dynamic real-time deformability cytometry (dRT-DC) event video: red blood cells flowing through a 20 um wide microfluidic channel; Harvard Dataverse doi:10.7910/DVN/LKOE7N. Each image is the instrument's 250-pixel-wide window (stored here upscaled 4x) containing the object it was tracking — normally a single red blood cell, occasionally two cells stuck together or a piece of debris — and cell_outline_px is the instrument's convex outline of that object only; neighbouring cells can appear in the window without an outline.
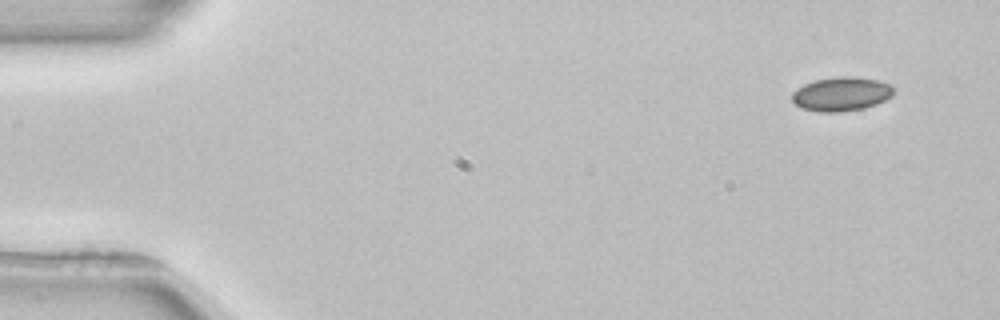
{"species": "common noctule bat (a hibernating species)", "species_latin": "Nyctalus noctula", "temperature_condition": "room temperature", "stored_images_in_passage": 4, "camera_frame_rate_fps": 3000, "um_per_image_px": 0.085, "animal": {"sex": "female", "body_mass_g": 22.7, "forearm_length_mm": 54.2}, "frame": {"image": 1, "passage_image": 1, "time_ms": 0.0, "image_size_px": [1000, 320], "cell_outline_px": [[892, 96], [876, 104], [864, 108], [840, 112], [820, 112], [800, 108], [792, 100], [792, 92], [796, 88], [804, 84], [816, 80], [836, 76], [852, 76], [880, 80], [892, 84]], "centroid_in_image_um": [71.5, 7.98], "position_along_channel_um": 13.5, "area_um2": 20.29}}
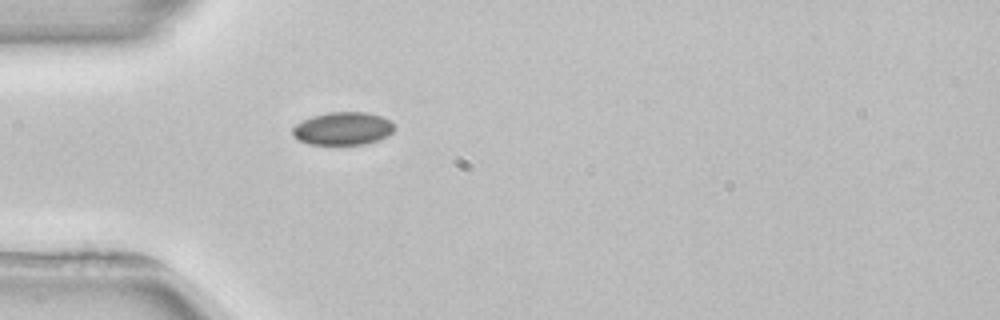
{"frame": {"image": 2, "passage_image": 4, "time_ms": 4.0, "image_size_px": [1000, 320], "cell_outline_px": [[396, 128], [388, 136], [364, 144], [308, 144], [296, 140], [292, 136], [292, 128], [296, 124], [312, 116], [328, 112], [368, 112], [384, 116], [392, 120]], "centroid_in_image_um": [29.16, 10.92], "position_along_channel_um": 55.8, "area_um2": 19.83}}